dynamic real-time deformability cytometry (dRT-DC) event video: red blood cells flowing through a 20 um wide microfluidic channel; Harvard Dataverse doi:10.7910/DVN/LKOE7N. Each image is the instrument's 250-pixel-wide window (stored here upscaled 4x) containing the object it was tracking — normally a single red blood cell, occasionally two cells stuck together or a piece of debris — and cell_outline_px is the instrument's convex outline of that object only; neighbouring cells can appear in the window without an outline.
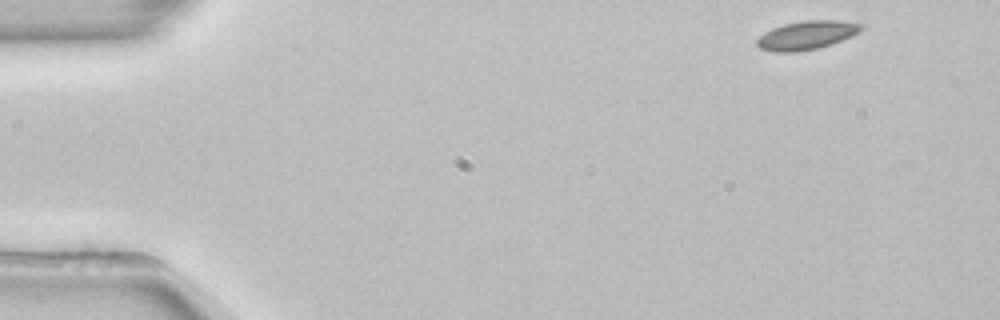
{"species": "common noctule bat (a hibernating species)", "species_latin": "Nyctalus noctula", "temperature_condition": "room temperature", "stored_images_in_passage": 13, "camera_frame_rate_fps": 3000, "um_per_image_px": 0.085, "animal": {"sex": "female", "body_mass_g": 22.7, "forearm_length_mm": 54.2}, "frame": {"image": 1, "passage_image": 1, "time_ms": 0.0, "image_size_px": [1000, 320], "cell_outline_px": [[860, 28], [856, 32], [832, 44], [816, 48], [796, 52], [776, 52], [760, 48], [756, 44], [756, 40], [764, 32], [772, 28], [784, 24], [804, 20], [840, 20], [860, 24]], "centroid_in_image_um": [68.47, 2.99], "position_along_channel_um": 16.5, "area_um2": 16.99}}
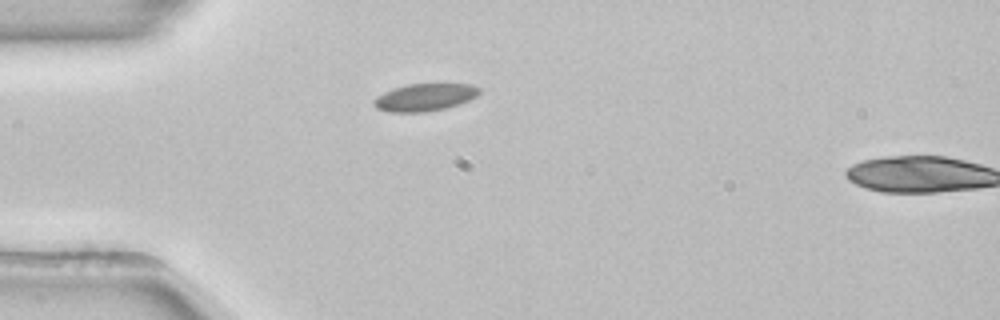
{"frame": {"image": 2, "passage_image": 11, "time_ms": 3.333, "image_size_px": [1000, 320], "cell_outline_px": [[480, 92], [476, 96], [460, 104], [444, 108], [424, 112], [388, 112], [376, 108], [372, 104], [372, 100], [376, 96], [392, 88], [408, 84], [472, 84], [480, 88]], "centroid_in_image_um": [36.06, 8.27], "position_along_channel_um": 48.9, "area_um2": 16.94}}